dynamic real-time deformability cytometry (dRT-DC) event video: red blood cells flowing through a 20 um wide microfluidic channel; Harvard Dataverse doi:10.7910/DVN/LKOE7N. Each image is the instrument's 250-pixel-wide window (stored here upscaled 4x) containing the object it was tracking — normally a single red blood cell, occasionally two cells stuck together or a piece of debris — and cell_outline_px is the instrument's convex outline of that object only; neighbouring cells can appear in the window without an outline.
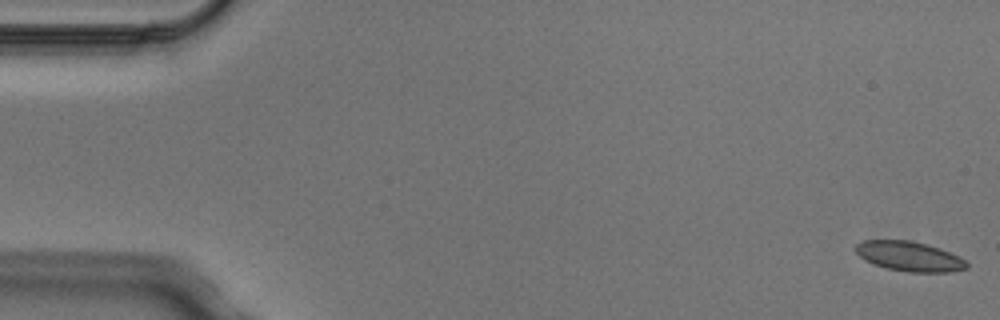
{"species": "Egyptian fruit bat (a non-hibernating species)", "species_latin": "Rousettus aegyptiacus", "temperature_condition": "cold", "stored_images_in_passage": 5, "camera_frame_rate_fps": 3000, "um_per_image_px": 0.085, "animal": {"sex": "male"}, "frame": {"image": 1, "passage_image": 1, "time_ms": 0.0, "image_size_px": [1000, 320], "cell_outline_px": [[968, 268], [952, 272], [908, 272], [888, 268], [864, 260], [852, 248], [856, 244], [864, 240], [912, 240], [940, 248], [960, 256], [968, 264]], "centroid_in_image_um": [77.3, 21.78], "position_along_channel_um": 7.7, "area_um2": 19.36}}
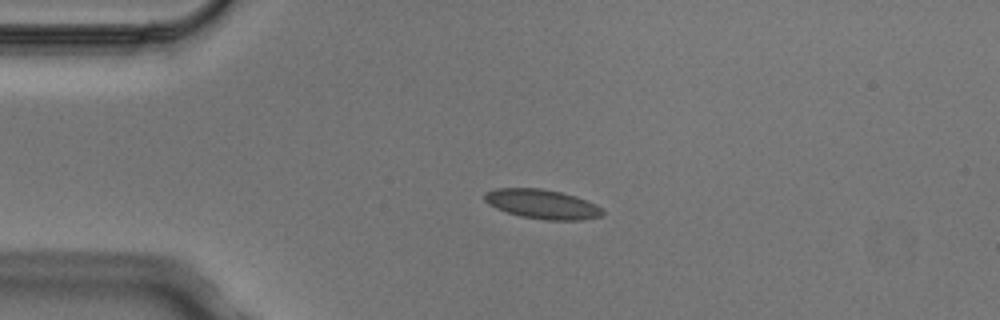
{"frame": {"image": 2, "passage_image": 4, "time_ms": 1.0, "image_size_px": [1000, 320], "cell_outline_px": [[604, 216], [580, 220], [544, 220], [520, 216], [496, 208], [488, 204], [484, 200], [484, 192], [496, 188], [540, 188], [560, 192], [596, 204], [604, 212]], "centroid_in_image_um": [46.06, 17.35], "position_along_channel_um": 38.9, "area_um2": 20.11}}